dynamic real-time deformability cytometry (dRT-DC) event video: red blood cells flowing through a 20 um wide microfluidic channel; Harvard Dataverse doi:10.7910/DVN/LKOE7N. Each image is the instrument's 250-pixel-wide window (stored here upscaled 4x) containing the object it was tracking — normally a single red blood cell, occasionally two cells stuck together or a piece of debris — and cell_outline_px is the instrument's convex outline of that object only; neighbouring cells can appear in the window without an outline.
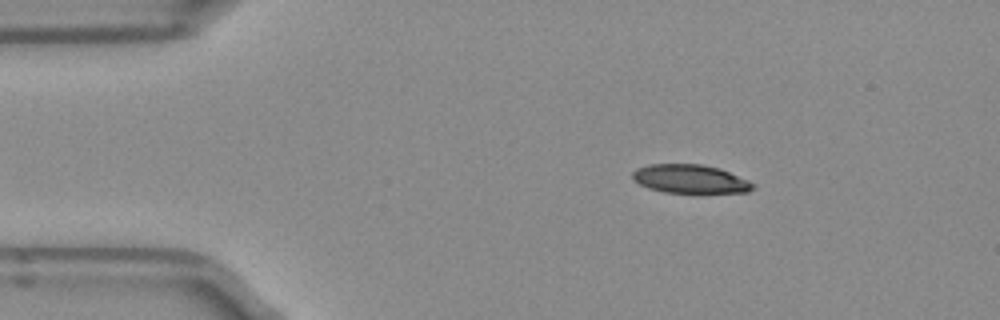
{"species": "Egyptian fruit bat (a non-hibernating species)", "species_latin": "Rousettus aegyptiacus", "temperature_condition": "room temperature", "stored_images_in_passage": 44, "camera_frame_rate_fps": 3000, "um_per_image_px": 0.085, "frame": {"image": 1, "passage_image": 1, "time_ms": 0.0, "image_size_px": [1000, 320], "cell_outline_px": [[756, 188], [748, 192], [664, 192], [648, 188], [632, 180], [632, 172], [636, 168], [648, 164], [700, 164], [720, 168], [748, 180], [756, 184]], "centroid_in_image_um": [58.66, 15.2], "position_along_channel_um": 26.3, "area_um2": 20.11}}
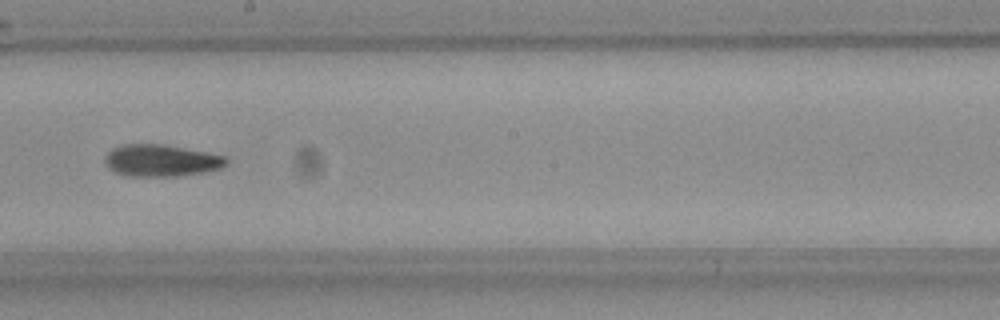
{"frame": {"image": 2, "passage_image": 21, "time_ms": 6.667, "image_size_px": [1000, 320], "cell_outline_px": [[228, 164], [220, 168], [204, 172], [180, 176], [128, 176], [116, 172], [108, 168], [104, 160], [108, 152], [112, 148], [124, 144], [160, 144], [204, 152], [224, 156], [228, 160]], "centroid_in_image_um": [13.68, 13.65], "position_along_channel_um": 234.5, "area_um2": 22.37}}
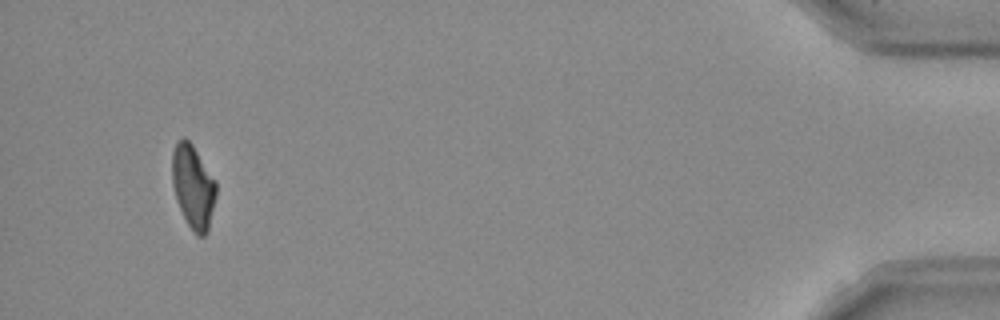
{"frame": {"image": 3, "passage_image": 41, "time_ms": 13.333, "image_size_px": [1000, 320], "cell_outline_px": [[216, 196], [208, 232], [204, 236], [196, 236], [188, 224], [180, 208], [172, 184], [172, 152], [176, 144], [184, 136], [192, 144], [216, 180]], "centroid_in_image_um": [16.43, 15.87], "position_along_channel_um": 418.8, "area_um2": 21.33}, "authors_computed_cell_mechanics": {"area_um2": 21.8773, "velocity_mm_per_s": 3.965, "shape_relaxation_time_tau1_ms": null, "shape_relaxation_time_tau2_ms": 8.705, "deformation_change_tau1": null, "deformation_change_tau2": 0.1696}}